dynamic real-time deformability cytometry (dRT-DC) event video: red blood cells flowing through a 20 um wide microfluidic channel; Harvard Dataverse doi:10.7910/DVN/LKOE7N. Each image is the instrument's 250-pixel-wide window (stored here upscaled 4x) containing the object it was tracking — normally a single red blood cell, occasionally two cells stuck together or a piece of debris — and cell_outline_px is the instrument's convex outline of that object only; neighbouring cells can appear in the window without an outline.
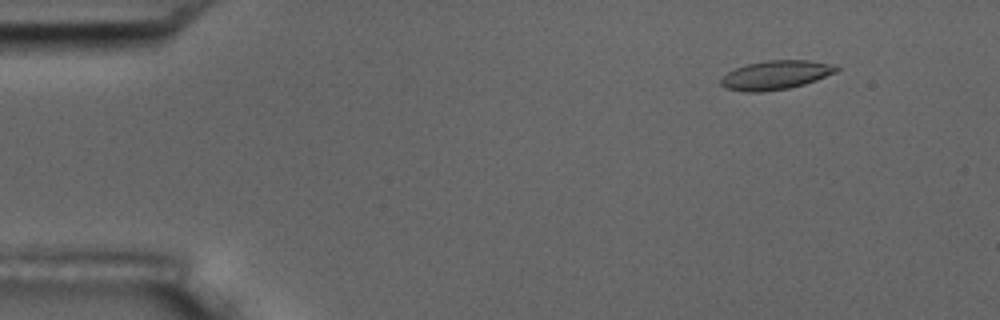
{"species": "common noctule bat (a hibernating species)", "species_latin": "Nyctalus noctula", "temperature_condition": "room temperature", "stored_images_in_passage": 5, "camera_frame_rate_fps": 3000, "um_per_image_px": 0.085, "animal": {"sex": "male", "body_mass_g": 17.5, "forearm_length_mm": 52.3}, "frame": {"image": 1, "passage_image": 2, "time_ms": 1.333, "image_size_px": [1000, 320], "cell_outline_px": [[840, 68], [836, 72], [816, 80], [804, 84], [788, 88], [760, 92], [748, 92], [724, 88], [720, 84], [720, 80], [728, 72], [736, 68], [748, 64], [764, 60], [808, 60], [828, 64]], "centroid_in_image_um": [65.9, 6.38], "position_along_channel_um": 19.1, "area_um2": 19.25}}
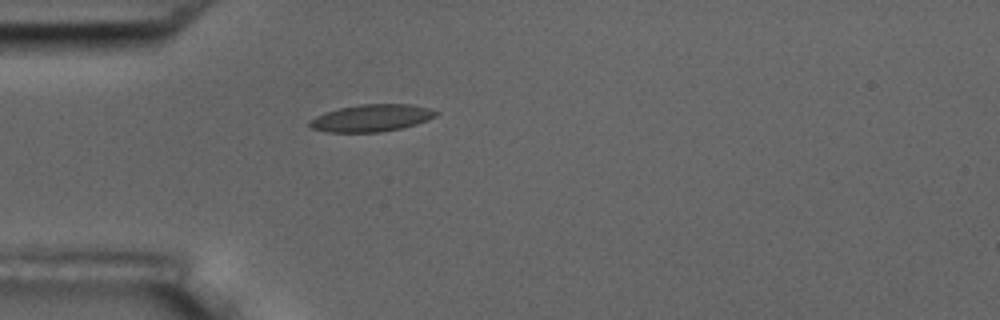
{"frame": {"image": 2, "passage_image": 5, "time_ms": 4.667, "image_size_px": [1000, 320], "cell_outline_px": [[440, 112], [436, 116], [428, 120], [416, 124], [400, 128], [380, 132], [328, 132], [312, 128], [308, 124], [308, 120], [324, 112], [340, 108], [360, 104], [412, 104], [428, 108]], "centroid_in_image_um": [31.57, 10.02], "position_along_channel_um": 53.4, "area_um2": 20.0}}